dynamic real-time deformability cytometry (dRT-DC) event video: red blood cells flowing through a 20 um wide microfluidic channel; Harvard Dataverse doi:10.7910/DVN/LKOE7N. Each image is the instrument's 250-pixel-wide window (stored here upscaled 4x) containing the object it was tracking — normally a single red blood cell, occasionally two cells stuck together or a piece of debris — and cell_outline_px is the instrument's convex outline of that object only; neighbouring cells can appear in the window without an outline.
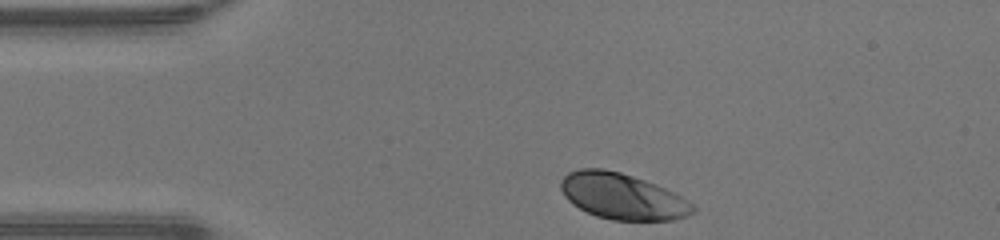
{"species": "human", "species_latin": "Homo sapiens", "temperature_condition": "warm", "stored_images_in_passage": 30, "camera_frame_rate_fps": 3000, "um_per_image_px": 0.085, "donor": {"sex": "male"}, "frame": {"image": 1, "passage_image": 1, "time_ms": 0.0, "image_size_px": [1000, 240], "cell_outline_px": [[696, 208], [688, 216], [672, 220], [612, 220], [596, 216], [572, 204], [564, 196], [560, 188], [560, 180], [568, 172], [580, 168], [604, 168], [620, 172], [656, 184], [680, 196], [692, 204]], "centroid_in_image_um": [52.86, 16.68], "position_along_channel_um": 32.1, "area_um2": 35.32}}
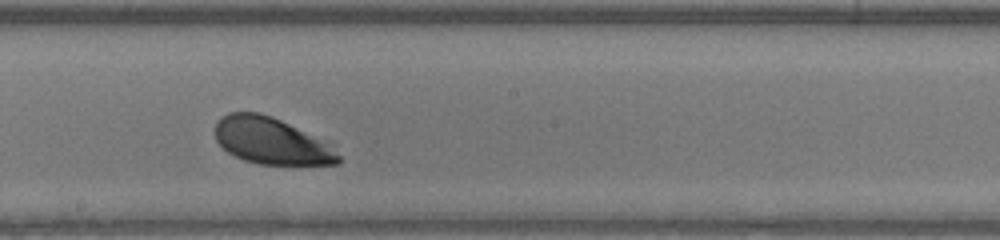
{"frame": {"image": 2, "passage_image": 18, "time_ms": 5.667, "image_size_px": [1000, 240], "cell_outline_px": [[340, 164], [260, 164], [244, 160], [228, 152], [216, 140], [216, 120], [220, 116], [228, 112], [260, 112], [272, 116], [296, 128], [324, 144], [340, 156]], "centroid_in_image_um": [22.94, 11.97], "position_along_channel_um": 225.3, "area_um2": 32.43}}
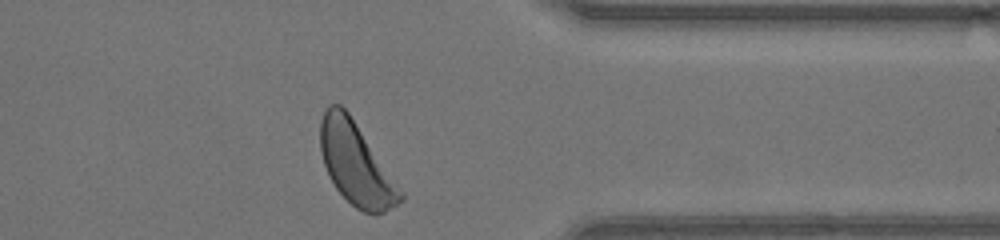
{"frame": {"image": 3, "passage_image": 30, "time_ms": 9.667, "image_size_px": [1000, 240], "cell_outline_px": [[404, 200], [384, 212], [376, 216], [364, 212], [356, 208], [336, 188], [324, 164], [320, 152], [320, 120], [328, 104], [340, 104], [348, 112], [404, 192]], "centroid_in_image_um": [30.27, 13.95], "position_along_channel_um": 381.1, "area_um2": 38.03}, "authors_computed_cell_mechanics": {"area_um2": 35.258, "velocity_mm_per_s": 4.2133, "shape_relaxation_time_tau1_ms": 1.3246, "shape_relaxation_time_tau2_ms": null, "deformation_change_tau1": 0.1175, "deformation_change_tau2": null}}